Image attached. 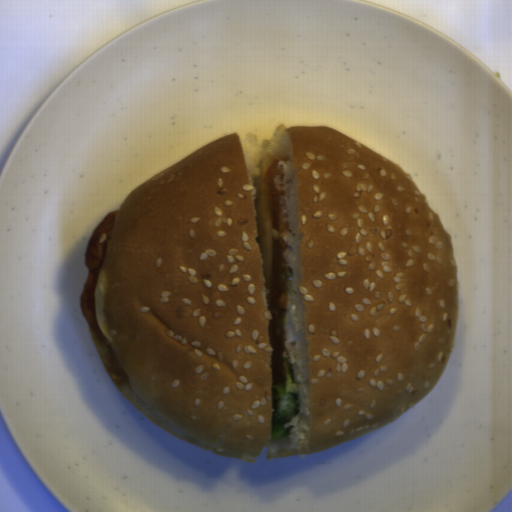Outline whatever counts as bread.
I'll list each match as a JSON object with an SVG mask.
<instances>
[{"instance_id":"obj_1","label":"bread","mask_w":512,"mask_h":512,"mask_svg":"<svg viewBox=\"0 0 512 512\" xmlns=\"http://www.w3.org/2000/svg\"><path fill=\"white\" fill-rule=\"evenodd\" d=\"M289 231L284 355L299 411L271 438L269 343L275 158ZM94 313L128 384L164 431L248 463L309 454L417 405L455 346L451 234L413 177L330 126L234 132L129 191Z\"/></svg>"}]
</instances>
